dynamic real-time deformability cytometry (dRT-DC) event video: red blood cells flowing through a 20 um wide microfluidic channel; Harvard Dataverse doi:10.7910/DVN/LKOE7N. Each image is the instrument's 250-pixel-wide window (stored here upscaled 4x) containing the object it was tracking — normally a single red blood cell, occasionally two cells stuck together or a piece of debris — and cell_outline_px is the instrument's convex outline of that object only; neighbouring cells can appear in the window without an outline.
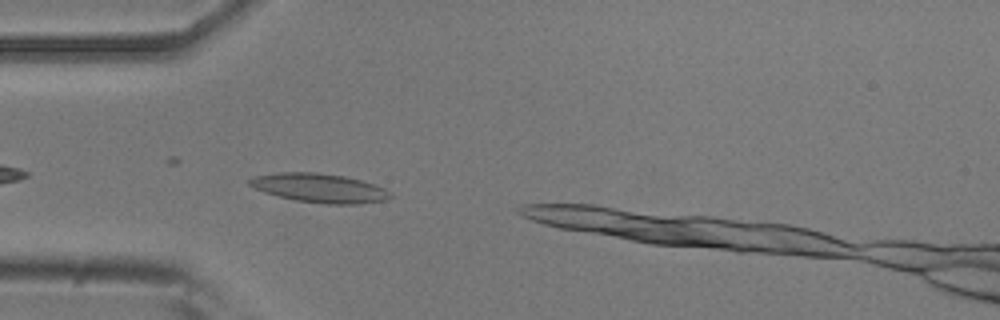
{"species": "common noctule bat (a hibernating species)", "species_latin": "Nyctalus noctula", "temperature_condition": "room temperature", "stored_images_in_passage": 14, "camera_frame_rate_fps": 3000, "um_per_image_px": 0.085, "animal": {"sex": "male", "body_mass_g": 20.5, "forearm_length_mm": 52.5}, "frame": {"image": 1, "passage_image": 3, "time_ms": 0.667, "image_size_px": [1000, 320], "cell_outline_px": [[392, 196], [388, 200], [360, 204], [328, 204], [296, 200], [276, 196], [264, 192], [248, 184], [248, 180], [252, 176], [280, 172], [316, 172], [344, 176], [360, 180], [384, 188], [392, 192]], "centroid_in_image_um": [27.16, 15.98], "position_along_channel_um": 57.8, "area_um2": 23.87}}
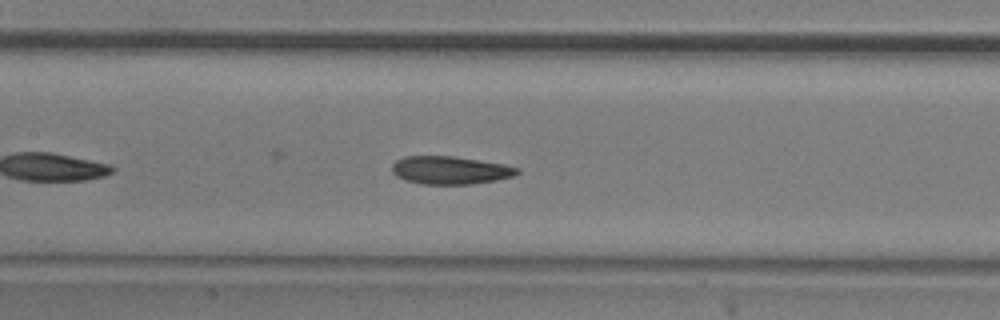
{"frame": {"image": 2, "passage_image": 12, "time_ms": 3.667, "image_size_px": [1000, 320], "cell_outline_px": [[520, 172], [512, 176], [496, 180], [472, 184], [420, 184], [404, 180], [396, 176], [392, 172], [392, 164], [396, 160], [404, 156], [452, 156], [504, 164], [520, 168]], "centroid_in_image_um": [38.24, 14.47], "position_along_channel_um": 169.2, "area_um2": 20.46}}